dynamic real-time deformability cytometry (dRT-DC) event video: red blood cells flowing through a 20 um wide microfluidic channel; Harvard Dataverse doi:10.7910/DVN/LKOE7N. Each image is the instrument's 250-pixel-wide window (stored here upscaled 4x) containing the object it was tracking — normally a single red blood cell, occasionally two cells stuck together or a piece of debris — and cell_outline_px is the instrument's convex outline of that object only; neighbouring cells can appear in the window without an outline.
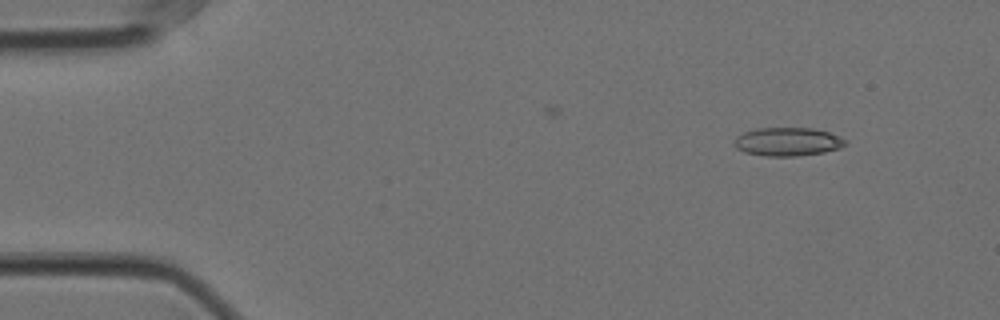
{"species": "Egyptian fruit bat (a non-hibernating species)", "species_latin": "Rousettus aegyptiacus", "temperature_condition": "cold", "stored_images_in_passage": 7, "camera_frame_rate_fps": 3000, "um_per_image_px": 0.085, "animal": {"sex": "female"}, "frame": {"image": 1, "passage_image": 1, "time_ms": 0.0, "image_size_px": [1000, 320], "cell_outline_px": [[848, 140], [840, 148], [824, 152], [796, 156], [764, 156], [744, 152], [736, 148], [732, 144], [732, 140], [736, 136], [744, 132], [756, 128], [812, 128], [828, 132], [840, 136]], "centroid_in_image_um": [66.91, 12.04], "position_along_channel_um": 18.1, "area_um2": 18.61}}